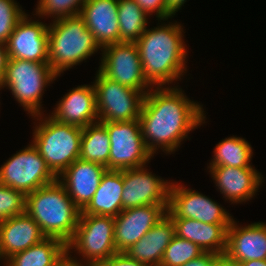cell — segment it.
<instances>
[{
	"label": "cell",
	"instance_id": "18",
	"mask_svg": "<svg viewBox=\"0 0 266 266\" xmlns=\"http://www.w3.org/2000/svg\"><path fill=\"white\" fill-rule=\"evenodd\" d=\"M224 254L231 260L241 263L266 260V223L259 221L239 226L233 219L227 229Z\"/></svg>",
	"mask_w": 266,
	"mask_h": 266
},
{
	"label": "cell",
	"instance_id": "20",
	"mask_svg": "<svg viewBox=\"0 0 266 266\" xmlns=\"http://www.w3.org/2000/svg\"><path fill=\"white\" fill-rule=\"evenodd\" d=\"M118 1L86 0L81 8L80 16L101 49L120 42Z\"/></svg>",
	"mask_w": 266,
	"mask_h": 266
},
{
	"label": "cell",
	"instance_id": "11",
	"mask_svg": "<svg viewBox=\"0 0 266 266\" xmlns=\"http://www.w3.org/2000/svg\"><path fill=\"white\" fill-rule=\"evenodd\" d=\"M101 52L98 70L105 77L141 92H148L152 88L144 76L135 42L110 44L102 48Z\"/></svg>",
	"mask_w": 266,
	"mask_h": 266
},
{
	"label": "cell",
	"instance_id": "19",
	"mask_svg": "<svg viewBox=\"0 0 266 266\" xmlns=\"http://www.w3.org/2000/svg\"><path fill=\"white\" fill-rule=\"evenodd\" d=\"M91 84L78 85L69 90L57 102L50 115L59 122L82 128L98 122L96 92Z\"/></svg>",
	"mask_w": 266,
	"mask_h": 266
},
{
	"label": "cell",
	"instance_id": "5",
	"mask_svg": "<svg viewBox=\"0 0 266 266\" xmlns=\"http://www.w3.org/2000/svg\"><path fill=\"white\" fill-rule=\"evenodd\" d=\"M31 118L37 123L33 126V140L29 143L37 149L51 172L59 177L80 156L83 128L59 122L50 114Z\"/></svg>",
	"mask_w": 266,
	"mask_h": 266
},
{
	"label": "cell",
	"instance_id": "7",
	"mask_svg": "<svg viewBox=\"0 0 266 266\" xmlns=\"http://www.w3.org/2000/svg\"><path fill=\"white\" fill-rule=\"evenodd\" d=\"M73 251L81 259L73 257ZM116 253L114 217L80 214L75 234L67 243V254L76 261L95 266Z\"/></svg>",
	"mask_w": 266,
	"mask_h": 266
},
{
	"label": "cell",
	"instance_id": "38",
	"mask_svg": "<svg viewBox=\"0 0 266 266\" xmlns=\"http://www.w3.org/2000/svg\"><path fill=\"white\" fill-rule=\"evenodd\" d=\"M56 266H92V265H87L82 262L76 261L73 258H71L68 254H66Z\"/></svg>",
	"mask_w": 266,
	"mask_h": 266
},
{
	"label": "cell",
	"instance_id": "4",
	"mask_svg": "<svg viewBox=\"0 0 266 266\" xmlns=\"http://www.w3.org/2000/svg\"><path fill=\"white\" fill-rule=\"evenodd\" d=\"M102 49L80 15L51 21L48 26V63L61 73L87 61Z\"/></svg>",
	"mask_w": 266,
	"mask_h": 266
},
{
	"label": "cell",
	"instance_id": "6",
	"mask_svg": "<svg viewBox=\"0 0 266 266\" xmlns=\"http://www.w3.org/2000/svg\"><path fill=\"white\" fill-rule=\"evenodd\" d=\"M58 76L49 63L8 58L2 89L7 88L29 116L43 114L42 96Z\"/></svg>",
	"mask_w": 266,
	"mask_h": 266
},
{
	"label": "cell",
	"instance_id": "32",
	"mask_svg": "<svg viewBox=\"0 0 266 266\" xmlns=\"http://www.w3.org/2000/svg\"><path fill=\"white\" fill-rule=\"evenodd\" d=\"M16 0H0V42L6 44L19 20L26 14Z\"/></svg>",
	"mask_w": 266,
	"mask_h": 266
},
{
	"label": "cell",
	"instance_id": "12",
	"mask_svg": "<svg viewBox=\"0 0 266 266\" xmlns=\"http://www.w3.org/2000/svg\"><path fill=\"white\" fill-rule=\"evenodd\" d=\"M217 201L185 185L172 181L167 214L171 218H190L229 228L233 217Z\"/></svg>",
	"mask_w": 266,
	"mask_h": 266
},
{
	"label": "cell",
	"instance_id": "13",
	"mask_svg": "<svg viewBox=\"0 0 266 266\" xmlns=\"http://www.w3.org/2000/svg\"><path fill=\"white\" fill-rule=\"evenodd\" d=\"M147 165L123 170V210L143 205H168L172 180H164Z\"/></svg>",
	"mask_w": 266,
	"mask_h": 266
},
{
	"label": "cell",
	"instance_id": "25",
	"mask_svg": "<svg viewBox=\"0 0 266 266\" xmlns=\"http://www.w3.org/2000/svg\"><path fill=\"white\" fill-rule=\"evenodd\" d=\"M67 254V244L55 237L9 257L3 266H56Z\"/></svg>",
	"mask_w": 266,
	"mask_h": 266
},
{
	"label": "cell",
	"instance_id": "33",
	"mask_svg": "<svg viewBox=\"0 0 266 266\" xmlns=\"http://www.w3.org/2000/svg\"><path fill=\"white\" fill-rule=\"evenodd\" d=\"M140 8L150 17L154 15L157 17L156 20L166 21L172 17L165 11V0H134Z\"/></svg>",
	"mask_w": 266,
	"mask_h": 266
},
{
	"label": "cell",
	"instance_id": "1",
	"mask_svg": "<svg viewBox=\"0 0 266 266\" xmlns=\"http://www.w3.org/2000/svg\"><path fill=\"white\" fill-rule=\"evenodd\" d=\"M177 86L152 87L146 94L138 118L148 151L154 156L157 150L174 154L181 142L205 124L203 105L185 95Z\"/></svg>",
	"mask_w": 266,
	"mask_h": 266
},
{
	"label": "cell",
	"instance_id": "3",
	"mask_svg": "<svg viewBox=\"0 0 266 266\" xmlns=\"http://www.w3.org/2000/svg\"><path fill=\"white\" fill-rule=\"evenodd\" d=\"M80 212L58 180L26 195V213L46 237L59 238L66 244L75 234Z\"/></svg>",
	"mask_w": 266,
	"mask_h": 266
},
{
	"label": "cell",
	"instance_id": "16",
	"mask_svg": "<svg viewBox=\"0 0 266 266\" xmlns=\"http://www.w3.org/2000/svg\"><path fill=\"white\" fill-rule=\"evenodd\" d=\"M218 191L231 204H241L252 200L257 195L262 182V174L255 168L230 166L207 167Z\"/></svg>",
	"mask_w": 266,
	"mask_h": 266
},
{
	"label": "cell",
	"instance_id": "27",
	"mask_svg": "<svg viewBox=\"0 0 266 266\" xmlns=\"http://www.w3.org/2000/svg\"><path fill=\"white\" fill-rule=\"evenodd\" d=\"M110 138L105 125L98 121L83 127L79 158L102 164L109 170Z\"/></svg>",
	"mask_w": 266,
	"mask_h": 266
},
{
	"label": "cell",
	"instance_id": "37",
	"mask_svg": "<svg viewBox=\"0 0 266 266\" xmlns=\"http://www.w3.org/2000/svg\"><path fill=\"white\" fill-rule=\"evenodd\" d=\"M8 55L6 45L0 42V81L2 82L6 70Z\"/></svg>",
	"mask_w": 266,
	"mask_h": 266
},
{
	"label": "cell",
	"instance_id": "41",
	"mask_svg": "<svg viewBox=\"0 0 266 266\" xmlns=\"http://www.w3.org/2000/svg\"><path fill=\"white\" fill-rule=\"evenodd\" d=\"M224 266H243L241 262L233 261L224 254Z\"/></svg>",
	"mask_w": 266,
	"mask_h": 266
},
{
	"label": "cell",
	"instance_id": "35",
	"mask_svg": "<svg viewBox=\"0 0 266 266\" xmlns=\"http://www.w3.org/2000/svg\"><path fill=\"white\" fill-rule=\"evenodd\" d=\"M187 0H165V11L174 17L176 12L180 11Z\"/></svg>",
	"mask_w": 266,
	"mask_h": 266
},
{
	"label": "cell",
	"instance_id": "15",
	"mask_svg": "<svg viewBox=\"0 0 266 266\" xmlns=\"http://www.w3.org/2000/svg\"><path fill=\"white\" fill-rule=\"evenodd\" d=\"M168 205H143L122 210L114 217V244L124 253L167 214Z\"/></svg>",
	"mask_w": 266,
	"mask_h": 266
},
{
	"label": "cell",
	"instance_id": "29",
	"mask_svg": "<svg viewBox=\"0 0 266 266\" xmlns=\"http://www.w3.org/2000/svg\"><path fill=\"white\" fill-rule=\"evenodd\" d=\"M203 253L195 243L175 235L164 251L160 266H182Z\"/></svg>",
	"mask_w": 266,
	"mask_h": 266
},
{
	"label": "cell",
	"instance_id": "14",
	"mask_svg": "<svg viewBox=\"0 0 266 266\" xmlns=\"http://www.w3.org/2000/svg\"><path fill=\"white\" fill-rule=\"evenodd\" d=\"M27 13L19 20L6 45L8 58L48 63V26Z\"/></svg>",
	"mask_w": 266,
	"mask_h": 266
},
{
	"label": "cell",
	"instance_id": "34",
	"mask_svg": "<svg viewBox=\"0 0 266 266\" xmlns=\"http://www.w3.org/2000/svg\"><path fill=\"white\" fill-rule=\"evenodd\" d=\"M95 266H148L129 258L125 253H116L106 260L98 262Z\"/></svg>",
	"mask_w": 266,
	"mask_h": 266
},
{
	"label": "cell",
	"instance_id": "36",
	"mask_svg": "<svg viewBox=\"0 0 266 266\" xmlns=\"http://www.w3.org/2000/svg\"><path fill=\"white\" fill-rule=\"evenodd\" d=\"M182 266H210V252H204L201 256L190 260Z\"/></svg>",
	"mask_w": 266,
	"mask_h": 266
},
{
	"label": "cell",
	"instance_id": "30",
	"mask_svg": "<svg viewBox=\"0 0 266 266\" xmlns=\"http://www.w3.org/2000/svg\"><path fill=\"white\" fill-rule=\"evenodd\" d=\"M86 0H39L34 14L38 18H49L51 21L60 18L80 15ZM46 16V17H45ZM44 17V18H42Z\"/></svg>",
	"mask_w": 266,
	"mask_h": 266
},
{
	"label": "cell",
	"instance_id": "26",
	"mask_svg": "<svg viewBox=\"0 0 266 266\" xmlns=\"http://www.w3.org/2000/svg\"><path fill=\"white\" fill-rule=\"evenodd\" d=\"M245 138L236 135L223 139L213 151V159L208 167L230 166L240 168H255L252 163L253 150Z\"/></svg>",
	"mask_w": 266,
	"mask_h": 266
},
{
	"label": "cell",
	"instance_id": "9",
	"mask_svg": "<svg viewBox=\"0 0 266 266\" xmlns=\"http://www.w3.org/2000/svg\"><path fill=\"white\" fill-rule=\"evenodd\" d=\"M16 152L0 166V184L27 195L57 180L32 143Z\"/></svg>",
	"mask_w": 266,
	"mask_h": 266
},
{
	"label": "cell",
	"instance_id": "21",
	"mask_svg": "<svg viewBox=\"0 0 266 266\" xmlns=\"http://www.w3.org/2000/svg\"><path fill=\"white\" fill-rule=\"evenodd\" d=\"M46 235L26 213L0 222V254L5 262L12 255L43 241Z\"/></svg>",
	"mask_w": 266,
	"mask_h": 266
},
{
	"label": "cell",
	"instance_id": "24",
	"mask_svg": "<svg viewBox=\"0 0 266 266\" xmlns=\"http://www.w3.org/2000/svg\"><path fill=\"white\" fill-rule=\"evenodd\" d=\"M123 170H107L80 214L116 217L122 210Z\"/></svg>",
	"mask_w": 266,
	"mask_h": 266
},
{
	"label": "cell",
	"instance_id": "8",
	"mask_svg": "<svg viewBox=\"0 0 266 266\" xmlns=\"http://www.w3.org/2000/svg\"><path fill=\"white\" fill-rule=\"evenodd\" d=\"M93 82L100 122L138 120L145 94L105 77L99 70Z\"/></svg>",
	"mask_w": 266,
	"mask_h": 266
},
{
	"label": "cell",
	"instance_id": "28",
	"mask_svg": "<svg viewBox=\"0 0 266 266\" xmlns=\"http://www.w3.org/2000/svg\"><path fill=\"white\" fill-rule=\"evenodd\" d=\"M148 17L134 0H119L120 42H136L149 25Z\"/></svg>",
	"mask_w": 266,
	"mask_h": 266
},
{
	"label": "cell",
	"instance_id": "39",
	"mask_svg": "<svg viewBox=\"0 0 266 266\" xmlns=\"http://www.w3.org/2000/svg\"><path fill=\"white\" fill-rule=\"evenodd\" d=\"M210 266H224V254L210 252Z\"/></svg>",
	"mask_w": 266,
	"mask_h": 266
},
{
	"label": "cell",
	"instance_id": "22",
	"mask_svg": "<svg viewBox=\"0 0 266 266\" xmlns=\"http://www.w3.org/2000/svg\"><path fill=\"white\" fill-rule=\"evenodd\" d=\"M174 236V222L166 214L145 236L124 253L129 258L148 266H160L164 251Z\"/></svg>",
	"mask_w": 266,
	"mask_h": 266
},
{
	"label": "cell",
	"instance_id": "17",
	"mask_svg": "<svg viewBox=\"0 0 266 266\" xmlns=\"http://www.w3.org/2000/svg\"><path fill=\"white\" fill-rule=\"evenodd\" d=\"M107 170L102 164L78 158L57 180L65 187L75 206L82 211L97 191Z\"/></svg>",
	"mask_w": 266,
	"mask_h": 266
},
{
	"label": "cell",
	"instance_id": "31",
	"mask_svg": "<svg viewBox=\"0 0 266 266\" xmlns=\"http://www.w3.org/2000/svg\"><path fill=\"white\" fill-rule=\"evenodd\" d=\"M26 212V195L0 184V222Z\"/></svg>",
	"mask_w": 266,
	"mask_h": 266
},
{
	"label": "cell",
	"instance_id": "2",
	"mask_svg": "<svg viewBox=\"0 0 266 266\" xmlns=\"http://www.w3.org/2000/svg\"><path fill=\"white\" fill-rule=\"evenodd\" d=\"M168 20L154 28L147 27L135 42L144 76L154 88L169 87L181 81V77L187 73L188 48L183 38L184 28L180 22L172 23Z\"/></svg>",
	"mask_w": 266,
	"mask_h": 266
},
{
	"label": "cell",
	"instance_id": "40",
	"mask_svg": "<svg viewBox=\"0 0 266 266\" xmlns=\"http://www.w3.org/2000/svg\"><path fill=\"white\" fill-rule=\"evenodd\" d=\"M243 266H266V260H250L242 262Z\"/></svg>",
	"mask_w": 266,
	"mask_h": 266
},
{
	"label": "cell",
	"instance_id": "10",
	"mask_svg": "<svg viewBox=\"0 0 266 266\" xmlns=\"http://www.w3.org/2000/svg\"><path fill=\"white\" fill-rule=\"evenodd\" d=\"M110 138L109 170L148 165L153 155L142 138L139 120L102 122Z\"/></svg>",
	"mask_w": 266,
	"mask_h": 266
},
{
	"label": "cell",
	"instance_id": "23",
	"mask_svg": "<svg viewBox=\"0 0 266 266\" xmlns=\"http://www.w3.org/2000/svg\"><path fill=\"white\" fill-rule=\"evenodd\" d=\"M175 235L198 245L204 252L224 254L227 229L222 224H208L190 218H172Z\"/></svg>",
	"mask_w": 266,
	"mask_h": 266
}]
</instances>
